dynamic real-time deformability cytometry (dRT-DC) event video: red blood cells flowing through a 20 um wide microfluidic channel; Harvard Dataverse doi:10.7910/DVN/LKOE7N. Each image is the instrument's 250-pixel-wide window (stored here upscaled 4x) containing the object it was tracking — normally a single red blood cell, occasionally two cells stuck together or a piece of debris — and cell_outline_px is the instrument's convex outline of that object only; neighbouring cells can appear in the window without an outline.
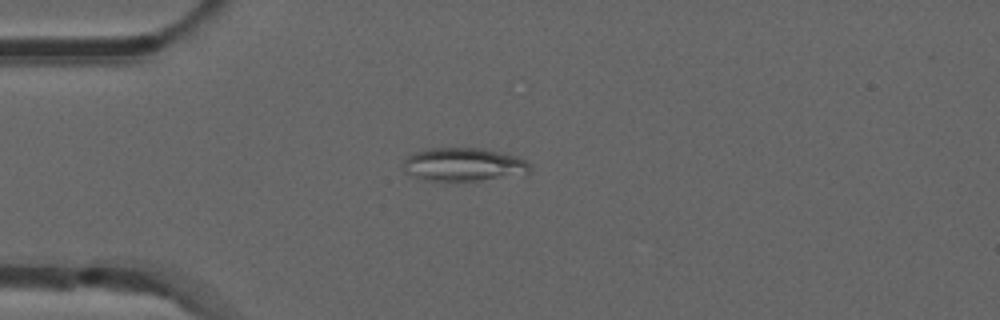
{"species": "common noctule bat (a hibernating species)", "species_latin": "Nyctalus noctula", "temperature_condition": "room temperature", "stored_images_in_passage": 40, "camera_frame_rate_fps": 3000, "um_per_image_px": 0.085, "animal": {"sex": "male", "forearm_length_mm": 52.5}, "frame": {"image": 1, "passage_image": 1, "time_ms": 0.0, "image_size_px": [1000, 320], "cell_outline_px": [[532, 168], [528, 172], [480, 180], [424, 180], [404, 172], [404, 160], [408, 156], [424, 148], [480, 148], [500, 152], [516, 156], [532, 164]], "centroid_in_image_um": [39.37, 13.96], "position_along_channel_um": 45.6, "area_um2": 24.22}}
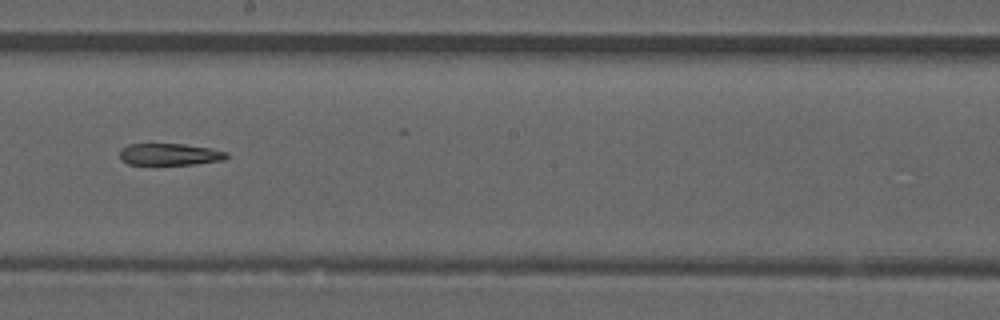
{"frame": {"image": 2, "passage_image": 17, "time_ms": 5.333, "image_size_px": [1000, 320], "cell_outline_px": [[228, 156], [224, 160], [196, 164], [128, 164], [120, 160], [120, 148], [128, 144], [184, 144], [208, 148], [228, 152]], "centroid_in_image_um": [14.4, 13.12], "position_along_channel_um": 233.8, "area_um2": 13.58}}
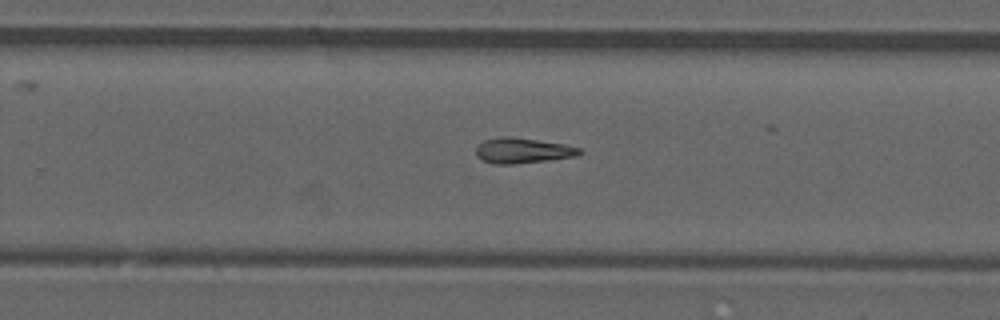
{"frame": {"image": 3, "passage_image": 21, "time_ms": 6.667, "image_size_px": [1000, 320], "cell_outline_px": [[584, 152], [576, 156], [548, 160], [512, 164], [492, 164], [480, 160], [476, 156], [476, 148], [484, 140], [500, 136], [508, 136], [564, 144], [580, 148]], "centroid_in_image_um": [44.39, 12.8], "position_along_channel_um": 285.4, "area_um2": 15.32}}